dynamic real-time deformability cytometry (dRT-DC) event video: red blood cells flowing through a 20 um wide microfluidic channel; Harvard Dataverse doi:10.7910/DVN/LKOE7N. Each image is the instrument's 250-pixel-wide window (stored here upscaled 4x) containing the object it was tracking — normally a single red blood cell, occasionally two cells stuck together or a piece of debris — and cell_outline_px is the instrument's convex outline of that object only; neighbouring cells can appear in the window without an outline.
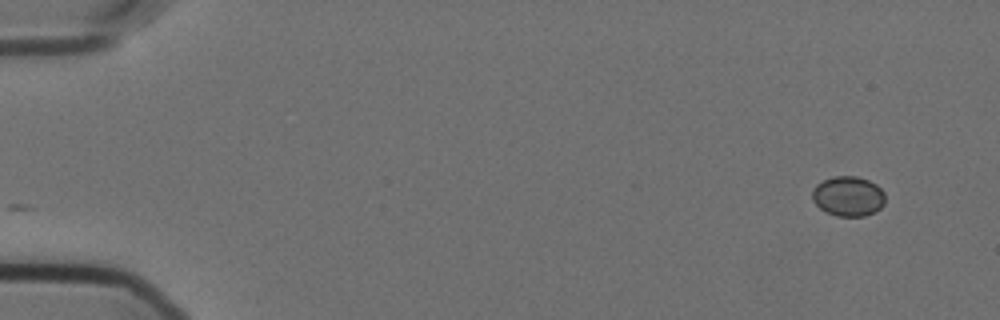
{"species": "Egyptian fruit bat (a non-hibernating species)", "species_latin": "Rousettus aegyptiacus", "temperature_condition": "cold", "stored_images_in_passage": 24, "camera_frame_rate_fps": 3000, "um_per_image_px": 0.085, "animal": {"sex": "female"}, "frame": {"image": 1, "passage_image": 1, "time_ms": 0.0, "image_size_px": [1000, 320], "cell_outline_px": [[884, 204], [880, 208], [864, 216], [836, 216], [820, 208], [812, 200], [812, 188], [816, 184], [832, 176], [856, 176], [868, 180], [876, 184], [884, 192]], "centroid_in_image_um": [72.08, 16.67], "position_along_channel_um": 12.9, "area_um2": 16.94}}
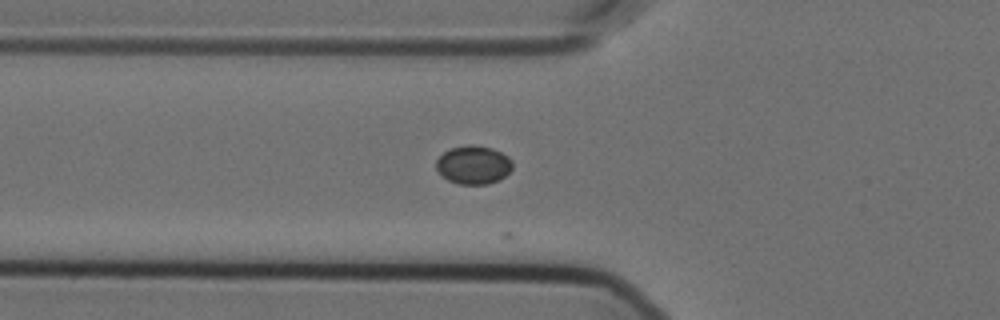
{"frame": {"image": 2, "passage_image": 18, "time_ms": 5.667, "image_size_px": [1000, 320], "cell_outline_px": [[512, 168], [500, 180], [488, 184], [460, 184], [448, 180], [436, 168], [436, 160], [448, 148], [468, 144], [472, 144], [492, 148], [508, 156], [512, 160]], "centroid_in_image_um": [40.25, 14.0], "position_along_channel_um": 85.6, "area_um2": 17.11}}